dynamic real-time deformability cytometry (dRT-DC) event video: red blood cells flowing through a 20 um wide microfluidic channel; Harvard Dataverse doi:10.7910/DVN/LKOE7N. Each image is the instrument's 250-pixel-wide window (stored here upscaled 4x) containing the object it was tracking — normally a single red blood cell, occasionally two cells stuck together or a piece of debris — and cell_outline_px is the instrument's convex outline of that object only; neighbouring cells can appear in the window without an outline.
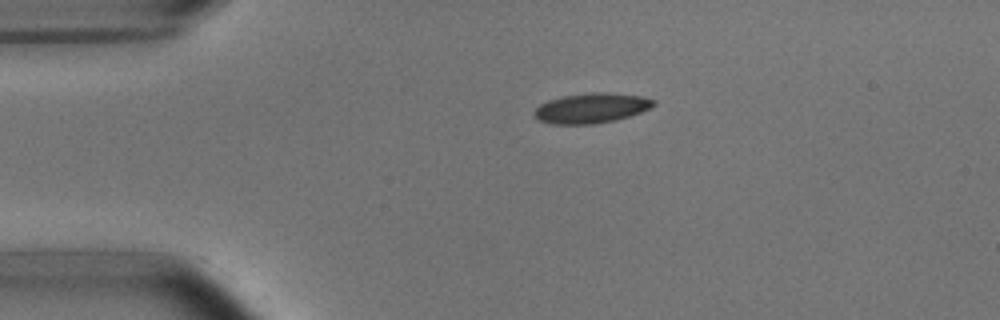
{"species": "common noctule bat (a hibernating species)", "species_latin": "Nyctalus noctula", "temperature_condition": "room temperature", "stored_images_in_passage": 3, "camera_frame_rate_fps": 3000, "um_per_image_px": 0.085, "animal": {"sex": "male", "body_mass_g": 15.6}, "frame": {"image": 1, "passage_image": 1, "time_ms": 0.0, "image_size_px": [1000, 320], "cell_outline_px": [[656, 104], [640, 112], [616, 120], [592, 124], [552, 124], [540, 120], [532, 112], [540, 104], [548, 100], [564, 96], [592, 92], [612, 92], [644, 96], [656, 100]], "centroid_in_image_um": [50.29, 9.17], "position_along_channel_um": 34.7, "area_um2": 20.87}}
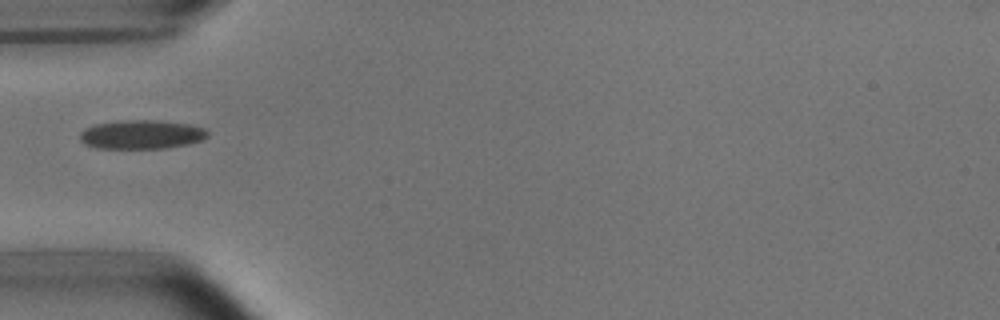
{"frame": {"image": 2, "passage_image": 3, "time_ms": 2.0, "image_size_px": [1000, 320], "cell_outline_px": [[208, 136], [200, 140], [188, 144], [164, 148], [96, 148], [84, 144], [80, 140], [80, 132], [84, 128], [96, 124], [124, 120], [156, 120], [192, 124], [204, 128], [208, 132]], "centroid_in_image_um": [12.02, 11.43], "position_along_channel_um": 73.0, "area_um2": 21.56}}